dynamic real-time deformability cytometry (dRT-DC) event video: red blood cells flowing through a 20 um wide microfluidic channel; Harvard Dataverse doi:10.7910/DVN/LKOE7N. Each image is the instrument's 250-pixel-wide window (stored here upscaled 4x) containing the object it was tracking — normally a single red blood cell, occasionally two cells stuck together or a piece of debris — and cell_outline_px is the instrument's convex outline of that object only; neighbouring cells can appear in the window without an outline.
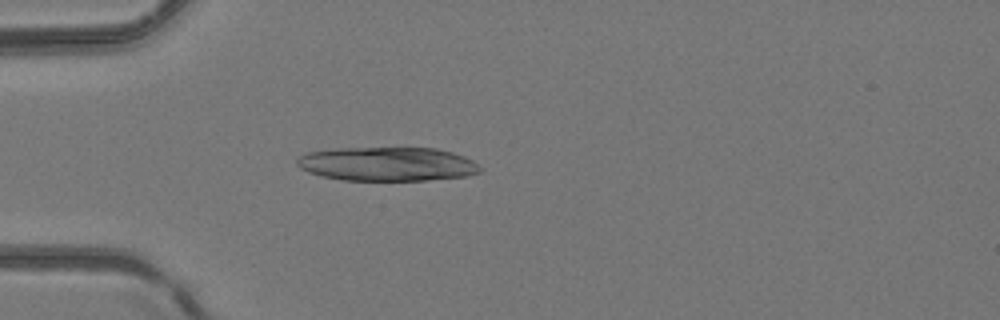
{"species": "common noctule bat (a hibernating species)", "species_latin": "Nyctalus noctula", "temperature_condition": "room temperature", "stored_images_in_passage": 36, "camera_frame_rate_fps": 3000, "um_per_image_px": 0.085, "animal": {"sex": "female", "body_mass_g": 24.6, "forearm_length_mm": 56.2}, "frame": {"image": 1, "passage_image": 8, "time_ms": 2.333, "image_size_px": [1000, 320], "cell_outline_px": [[484, 168], [480, 172], [468, 176], [428, 180], [344, 180], [320, 176], [308, 172], [300, 168], [296, 164], [296, 160], [300, 156], [308, 152], [332, 148], [436, 148], [452, 152], [464, 156], [472, 160]], "centroid_in_image_um": [32.93, 13.94], "position_along_channel_um": 52.1, "area_um2": 36.53}}